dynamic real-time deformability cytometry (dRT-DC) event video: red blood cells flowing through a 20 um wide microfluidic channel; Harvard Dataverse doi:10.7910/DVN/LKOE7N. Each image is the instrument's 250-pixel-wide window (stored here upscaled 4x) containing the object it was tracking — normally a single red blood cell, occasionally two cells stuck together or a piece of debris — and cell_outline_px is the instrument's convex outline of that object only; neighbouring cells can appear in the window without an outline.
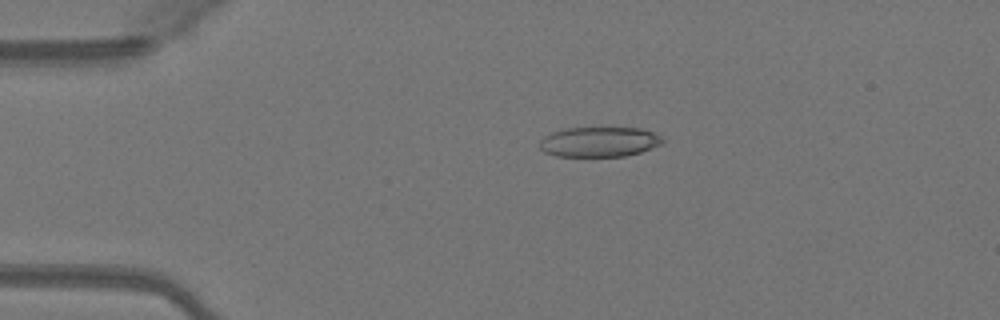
{"species": "Egyptian fruit bat (a non-hibernating species)", "species_latin": "Rousettus aegyptiacus", "temperature_condition": "warm", "stored_images_in_passage": 50, "camera_frame_rate_fps": 3000, "um_per_image_px": 0.085, "animal": {"sex": "female"}, "frame": {"image": 1, "passage_image": 11, "time_ms": 3.333, "image_size_px": [1000, 320], "cell_outline_px": [[664, 140], [660, 144], [640, 152], [624, 156], [556, 156], [544, 152], [540, 148], [540, 140], [544, 136], [552, 132], [568, 128], [640, 128], [652, 132], [660, 136]], "centroid_in_image_um": [50.9, 12.06], "position_along_channel_um": 34.1, "area_um2": 21.27}}
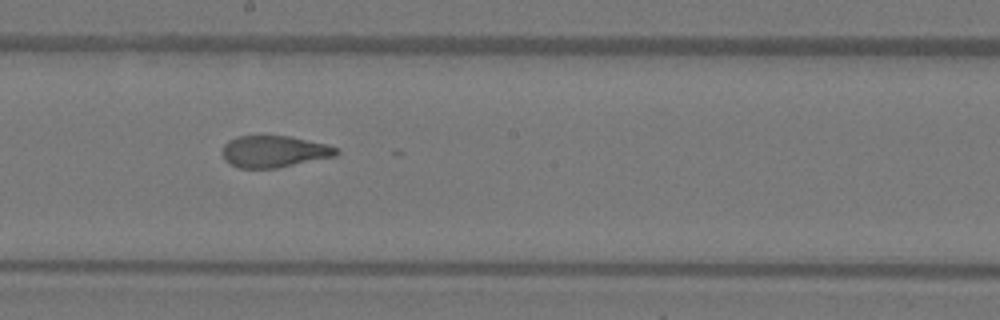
{"frame": {"image": 2, "passage_image": 28, "time_ms": 9.0, "image_size_px": [1000, 320], "cell_outline_px": [[340, 152], [336, 156], [276, 168], [240, 168], [224, 160], [220, 152], [224, 144], [228, 140], [236, 136], [288, 136], [328, 144], [336, 148]], "centroid_in_image_um": [23.27, 12.87], "position_along_channel_um": 224.9, "area_um2": 21.15}}
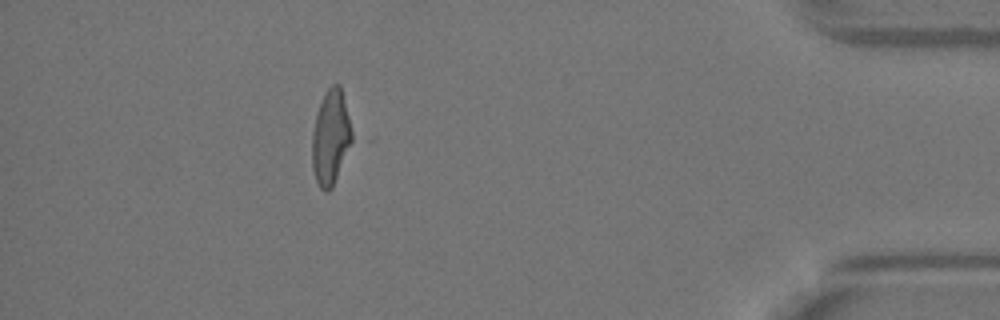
{"frame": {"image": 3, "passage_image": 45, "time_ms": 14.667, "image_size_px": [1000, 320], "cell_outline_px": [[356, 140], [332, 188], [328, 192], [324, 192], [320, 188], [316, 180], [312, 168], [312, 132], [316, 116], [324, 92], [332, 84], [340, 84]], "centroid_in_image_um": [28.16, 11.72], "position_along_channel_um": 407.0, "area_um2": 22.83}, "authors_computed_cell_mechanics": {"area_um2": 22.3108, "velocity_mm_per_s": 4.1203, "shape_relaxation_time_tau1_ms": 8.1449, "shape_relaxation_time_tau2_ms": 1.3813, "deformation_change_tau1": 0.2574, "deformation_change_tau2": 0.0909}}